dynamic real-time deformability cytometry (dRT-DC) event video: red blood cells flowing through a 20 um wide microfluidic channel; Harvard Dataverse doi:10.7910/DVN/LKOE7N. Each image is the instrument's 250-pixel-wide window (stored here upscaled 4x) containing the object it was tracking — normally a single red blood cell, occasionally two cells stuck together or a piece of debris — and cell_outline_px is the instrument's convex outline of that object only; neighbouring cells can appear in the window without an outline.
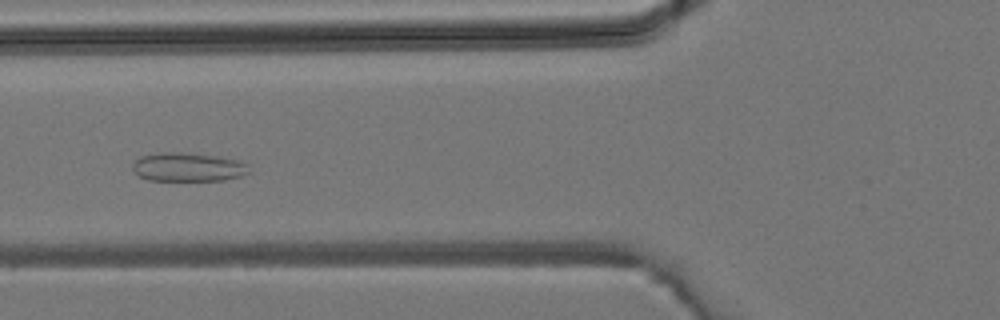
{"species": "common noctule bat (a hibernating species)", "species_latin": "Nyctalus noctula", "temperature_condition": "room temperature", "stored_images_in_passage": 41, "camera_frame_rate_fps": 3000, "um_per_image_px": 0.085, "animal": {"sex": "male", "body_mass_g": 19.2, "forearm_length_mm": 51.8}, "frame": {"image": 1, "passage_image": 15, "time_ms": 4.667, "image_size_px": [1000, 320], "cell_outline_px": [[252, 172], [240, 176], [224, 180], [148, 180], [140, 176], [132, 168], [132, 164], [140, 156], [164, 152], [180, 152], [216, 156], [240, 160], [248, 164]], "centroid_in_image_um": [16.03, 14.2], "position_along_channel_um": 109.8, "area_um2": 19.54}}
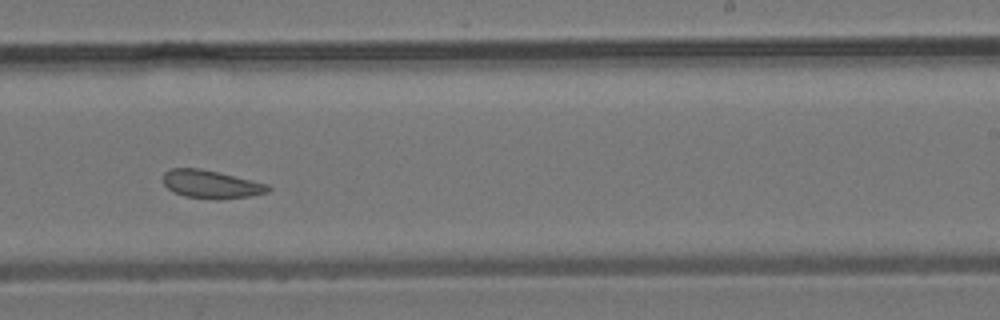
{"frame": {"image": 2, "passage_image": 25, "time_ms": 8.0, "image_size_px": [1000, 320], "cell_outline_px": [[272, 188], [268, 192], [252, 196], [220, 200], [184, 196], [172, 192], [164, 184], [164, 172], [172, 168], [200, 168], [268, 184]], "centroid_in_image_um": [17.95, 15.68], "position_along_channel_um": 271.0, "area_um2": 17.22}}
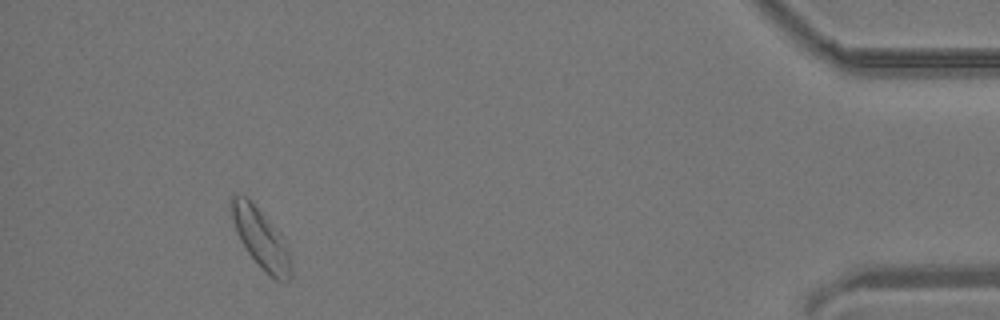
{"frame": {"image": 3, "passage_image": 38, "time_ms": 12.333, "image_size_px": [1000, 320], "cell_outline_px": [[292, 276], [288, 280], [276, 280], [248, 252], [240, 240], [236, 232], [232, 216], [232, 196], [244, 196], [260, 212], [280, 236], [288, 248], [292, 256]], "centroid_in_image_um": [22.22, 20.34], "position_along_channel_um": 413.0, "area_um2": 19.42}}